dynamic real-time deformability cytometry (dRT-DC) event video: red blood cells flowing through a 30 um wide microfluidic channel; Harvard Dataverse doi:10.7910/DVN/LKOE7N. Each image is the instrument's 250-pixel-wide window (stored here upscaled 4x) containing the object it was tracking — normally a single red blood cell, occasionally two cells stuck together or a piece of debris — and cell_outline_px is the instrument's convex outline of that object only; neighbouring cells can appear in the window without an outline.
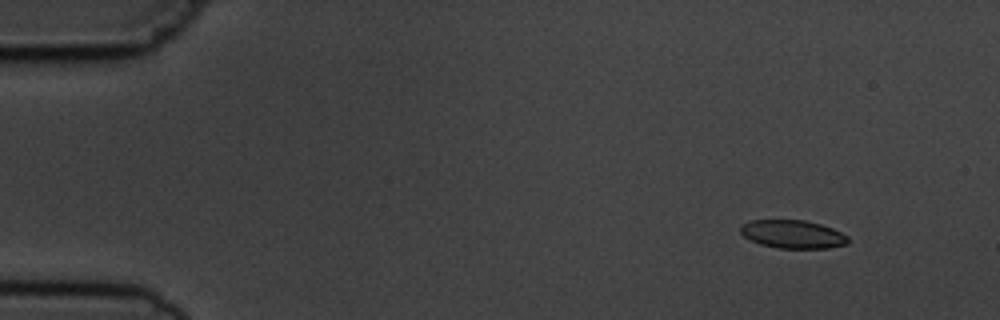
{"species": "common noctule bat (a hibernating species)", "species_latin": "Nyctalus noctula", "temperature_condition": "cold", "stored_images_in_passage": 6, "camera_frame_rate_fps": 3000, "um_per_image_px": 0.085, "animal": {"sex": "male", "body_mass_g": 19.5, "forearm_length_mm": 54.6}, "frame": {"image": 1, "passage_image": 1, "time_ms": 0.0, "image_size_px": [1000, 320], "cell_outline_px": [[848, 244], [828, 248], [776, 248], [760, 244], [744, 236], [740, 232], [740, 228], [748, 220], [804, 220], [820, 224], [832, 228], [848, 236]], "centroid_in_image_um": [67.39, 19.91], "position_along_channel_um": 17.6, "area_um2": 17.63}}
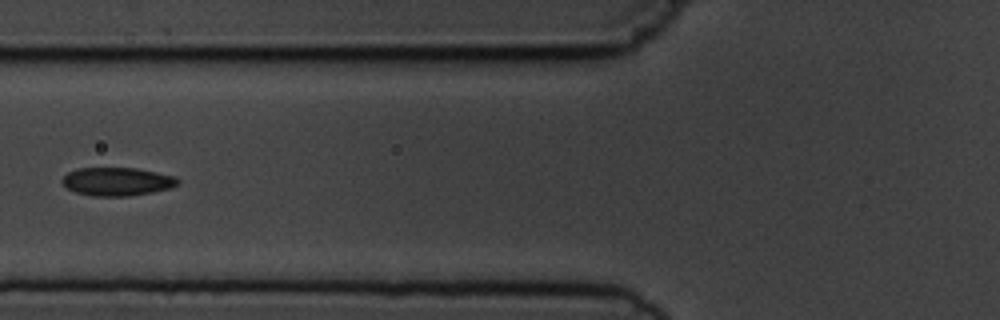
{"frame": {"image": 2, "passage_image": 5, "time_ms": 5.333, "image_size_px": [1000, 320], "cell_outline_px": [[180, 184], [172, 188], [152, 192], [128, 196], [92, 196], [76, 192], [68, 188], [60, 180], [68, 172], [76, 168], [136, 168], [176, 176], [180, 180]], "centroid_in_image_um": [9.99, 15.43], "position_along_channel_um": 115.8, "area_um2": 19.19}}
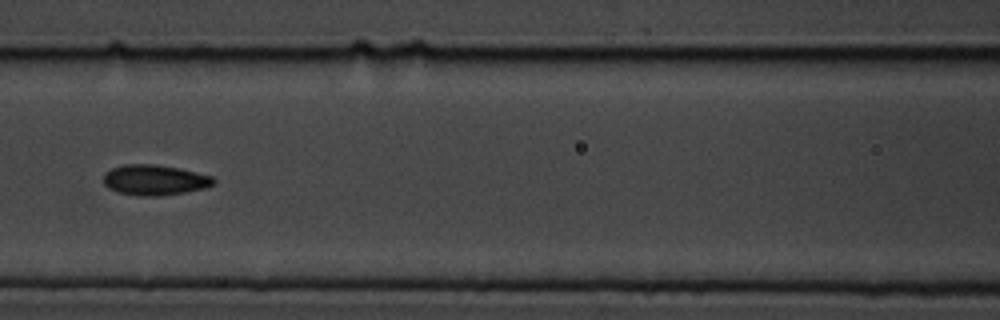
{"frame": {"image": 3, "passage_image": 6, "time_ms": 6.333, "image_size_px": [1000, 320], "cell_outline_px": [[216, 184], [204, 188], [184, 192], [156, 196], [136, 196], [116, 192], [108, 188], [104, 184], [104, 172], [112, 168], [124, 164], [152, 164], [180, 168], [212, 176], [216, 180]], "centroid_in_image_um": [13.13, 15.3], "position_along_channel_um": 153.5, "area_um2": 19.65}}